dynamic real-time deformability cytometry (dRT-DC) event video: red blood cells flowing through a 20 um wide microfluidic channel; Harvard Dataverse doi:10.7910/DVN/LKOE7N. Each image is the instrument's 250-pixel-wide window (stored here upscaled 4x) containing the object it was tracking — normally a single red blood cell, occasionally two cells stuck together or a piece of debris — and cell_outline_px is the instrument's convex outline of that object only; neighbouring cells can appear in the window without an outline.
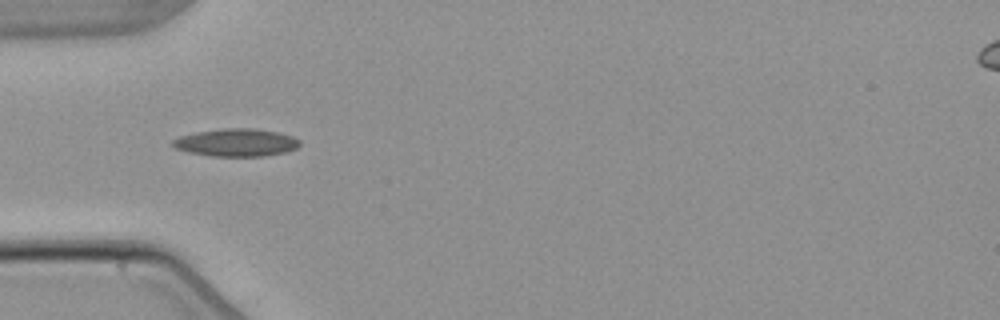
{"species": "common noctule bat (a hibernating species)", "species_latin": "Nyctalus noctula", "temperature_condition": "warm", "stored_images_in_passage": 7, "camera_frame_rate_fps": 3000, "um_per_image_px": 0.085, "animal": {"sex": "male", "body_mass_g": 21.5, "forearm_length_mm": 52.0}, "frame": {"image": 1, "passage_image": 5, "time_ms": 4.667, "image_size_px": [1000, 320], "cell_outline_px": [[300, 144], [296, 148], [288, 152], [264, 156], [212, 156], [188, 152], [176, 148], [172, 144], [172, 140], [180, 136], [196, 132], [224, 128], [252, 128], [276, 132], [292, 136], [300, 140]], "centroid_in_image_um": [20.1, 12.12], "position_along_channel_um": 64.9, "area_um2": 20.46}}
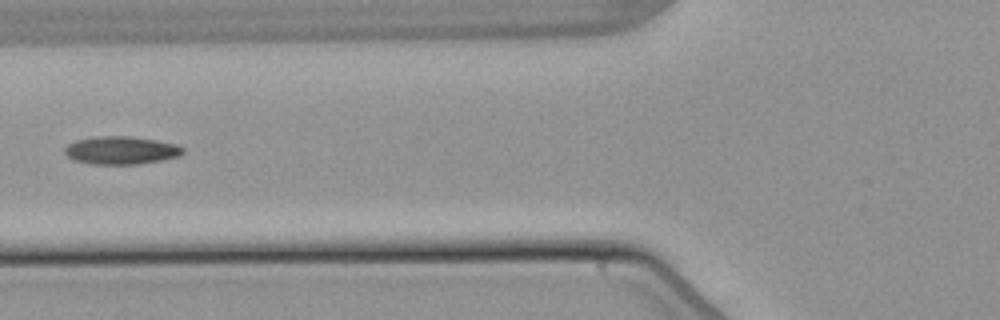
{"frame": {"image": 2, "passage_image": 6, "time_ms": 6.0, "image_size_px": [1000, 320], "cell_outline_px": [[184, 152], [180, 156], [160, 160], [136, 164], [92, 164], [76, 160], [68, 156], [64, 152], [64, 148], [68, 144], [76, 140], [96, 136], [128, 136], [156, 140], [176, 144], [184, 148]], "centroid_in_image_um": [10.3, 12.77], "position_along_channel_um": 115.5, "area_um2": 19.13}}